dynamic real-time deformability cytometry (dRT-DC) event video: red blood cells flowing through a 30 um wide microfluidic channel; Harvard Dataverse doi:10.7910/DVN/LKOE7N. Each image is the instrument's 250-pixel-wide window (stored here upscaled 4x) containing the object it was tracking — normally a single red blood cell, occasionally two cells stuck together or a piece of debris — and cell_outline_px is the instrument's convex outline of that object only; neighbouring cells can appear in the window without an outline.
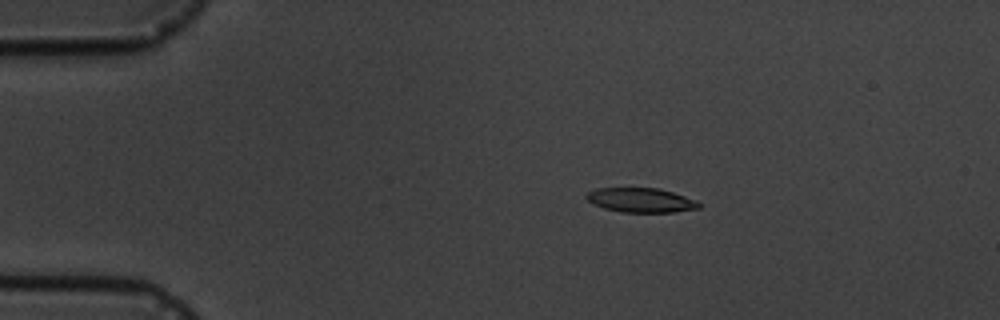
{"species": "common noctule bat (a hibernating species)", "species_latin": "Nyctalus noctula", "temperature_condition": "cold", "stored_images_in_passage": 4, "camera_frame_rate_fps": 3000, "um_per_image_px": 0.085, "animal": {"sex": "male", "body_mass_g": 19.5, "forearm_length_mm": 54.6}, "frame": {"image": 1, "passage_image": 3, "time_ms": 2.333, "image_size_px": [1000, 320], "cell_outline_px": [[700, 208], [676, 212], [620, 212], [604, 208], [588, 200], [584, 196], [588, 192], [596, 188], [660, 188], [696, 200], [700, 204]], "centroid_in_image_um": [54.49, 17.01], "position_along_channel_um": 30.5, "area_um2": 15.95}}